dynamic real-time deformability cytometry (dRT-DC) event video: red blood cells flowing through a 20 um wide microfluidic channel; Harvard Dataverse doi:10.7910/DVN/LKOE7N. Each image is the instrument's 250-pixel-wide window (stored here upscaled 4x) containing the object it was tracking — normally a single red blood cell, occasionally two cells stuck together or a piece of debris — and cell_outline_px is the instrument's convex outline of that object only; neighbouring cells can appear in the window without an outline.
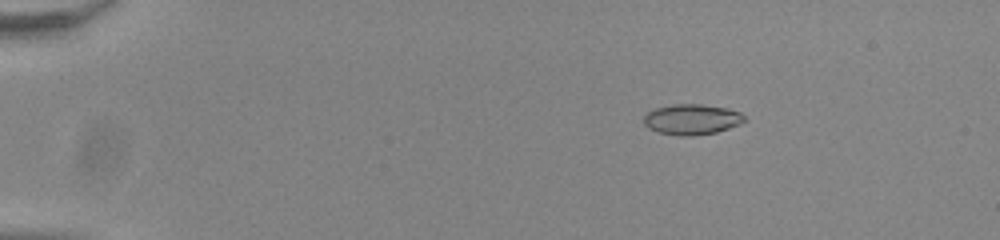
{"species": "common noctule bat (a hibernating species)", "species_latin": "Nyctalus noctula", "temperature_condition": "room temperature", "stored_images_in_passage": 54, "camera_frame_rate_fps": 3000, "um_per_image_px": 0.085, "animal": {"sex": "male", "body_mass_g": 20.0, "forearm_length_mm": 53.3}, "frame": {"image": 1, "passage_image": 9, "time_ms": 2.667, "image_size_px": [1000, 240], "cell_outline_px": [[748, 120], [740, 124], [716, 132], [688, 136], [680, 136], [660, 132], [648, 128], [644, 124], [644, 116], [648, 112], [656, 108], [672, 104], [700, 104], [728, 108], [740, 112]], "centroid_in_image_um": [58.83, 10.14], "position_along_channel_um": 26.2, "area_um2": 17.86}}
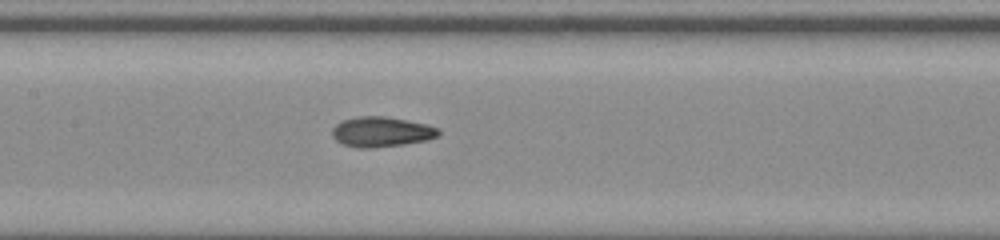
{"frame": {"image": 2, "passage_image": 28, "time_ms": 9.0, "image_size_px": [1000, 240], "cell_outline_px": [[440, 136], [424, 140], [404, 144], [372, 148], [360, 148], [344, 144], [336, 140], [332, 136], [332, 128], [340, 120], [356, 116], [384, 116], [428, 124], [440, 128]], "centroid_in_image_um": [32.42, 11.19], "position_along_channel_um": 175.0, "area_um2": 18.79}}
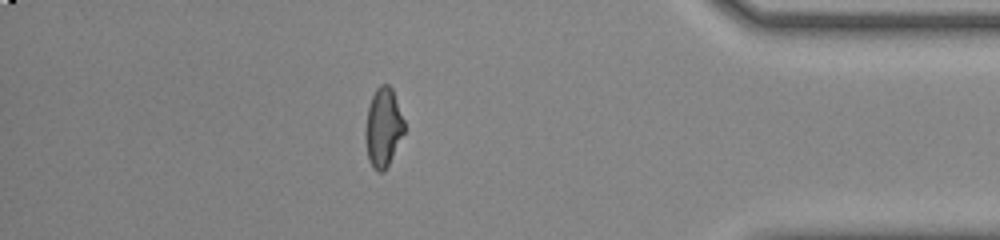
{"frame": {"image": 3, "passage_image": 48, "time_ms": 15.667, "image_size_px": [1000, 240], "cell_outline_px": [[404, 132], [384, 172], [376, 172], [372, 168], [368, 160], [364, 140], [364, 132], [368, 108], [372, 96], [376, 88], [380, 84], [388, 84], [392, 88], [404, 120]], "centroid_in_image_um": [32.54, 10.85], "position_along_channel_um": 402.7, "area_um2": 17.98}, "authors_computed_cell_mechanics": {"area_um2": 18.0625, "velocity_mm_per_s": 3.8713, "shape_relaxation_time_tau1_ms": 7.2447, "shape_relaxation_time_tau2_ms": 1.8739, "deformation_change_tau1": 0.2306, "deformation_change_tau2": 0.0785}}